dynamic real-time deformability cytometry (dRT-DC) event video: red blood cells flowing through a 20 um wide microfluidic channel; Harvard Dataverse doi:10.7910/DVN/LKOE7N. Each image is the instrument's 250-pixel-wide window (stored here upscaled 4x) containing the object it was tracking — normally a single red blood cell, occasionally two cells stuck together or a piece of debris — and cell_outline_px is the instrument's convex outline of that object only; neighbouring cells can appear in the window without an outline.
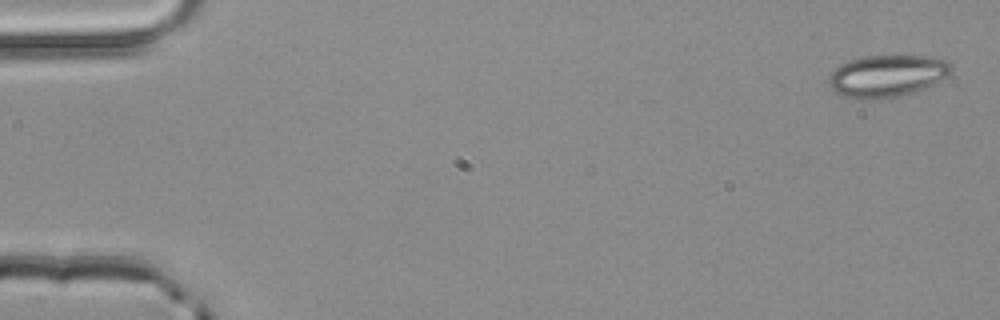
{"species": "common noctule bat (a hibernating species)", "species_latin": "Nyctalus noctula", "temperature_condition": "room temperature", "stored_images_in_passage": 5, "camera_frame_rate_fps": 3000, "um_per_image_px": 0.085, "animal": {"sex": "male", "body_mass_g": 20.4}, "frame": {"image": 1, "passage_image": 1, "time_ms": 0.0, "image_size_px": [1000, 320], "cell_outline_px": [[952, 72], [932, 84], [916, 92], [896, 96], [872, 100], [852, 100], [836, 92], [828, 84], [828, 76], [840, 64], [848, 60], [864, 56], [924, 56], [944, 60], [952, 64]], "centroid_in_image_um": [75.34, 6.47], "position_along_channel_um": 9.7, "area_um2": 30.06}}
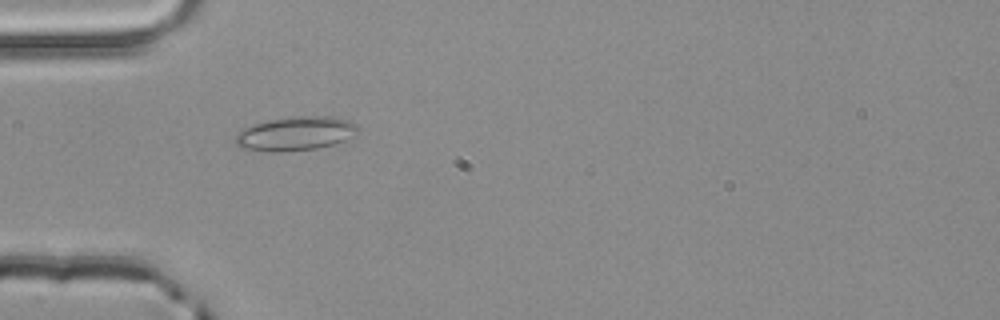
{"frame": {"image": 2, "passage_image": 4, "time_ms": 1.0, "image_size_px": [1000, 320], "cell_outline_px": [[360, 132], [344, 140], [332, 144], [316, 148], [284, 152], [272, 152], [240, 148], [236, 144], [236, 136], [244, 128], [252, 124], [272, 120], [304, 116], [332, 116], [348, 120], [356, 124], [360, 128]], "centroid_in_image_um": [25.15, 11.36], "position_along_channel_um": 59.8, "area_um2": 24.04}}
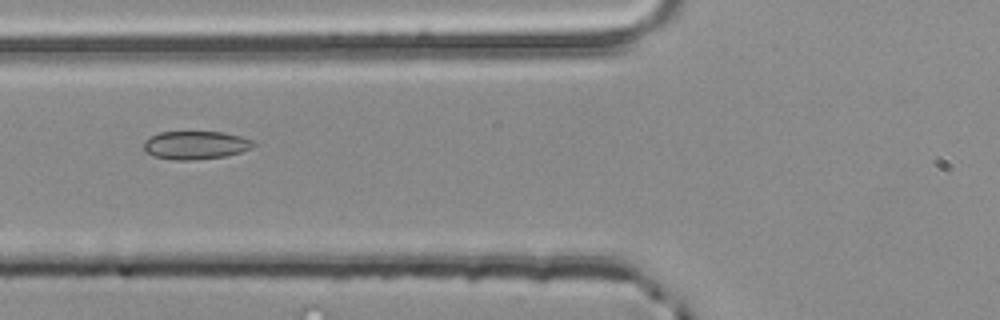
{"frame": {"image": 3, "passage_image": 5, "time_ms": 1.333, "image_size_px": [1000, 320], "cell_outline_px": [[256, 144], [252, 148], [240, 152], [224, 156], [192, 160], [172, 160], [152, 156], [144, 152], [144, 140], [160, 132], [224, 132], [240, 136], [252, 140]], "centroid_in_image_um": [16.6, 12.34], "position_along_channel_um": 109.2, "area_um2": 18.09}}